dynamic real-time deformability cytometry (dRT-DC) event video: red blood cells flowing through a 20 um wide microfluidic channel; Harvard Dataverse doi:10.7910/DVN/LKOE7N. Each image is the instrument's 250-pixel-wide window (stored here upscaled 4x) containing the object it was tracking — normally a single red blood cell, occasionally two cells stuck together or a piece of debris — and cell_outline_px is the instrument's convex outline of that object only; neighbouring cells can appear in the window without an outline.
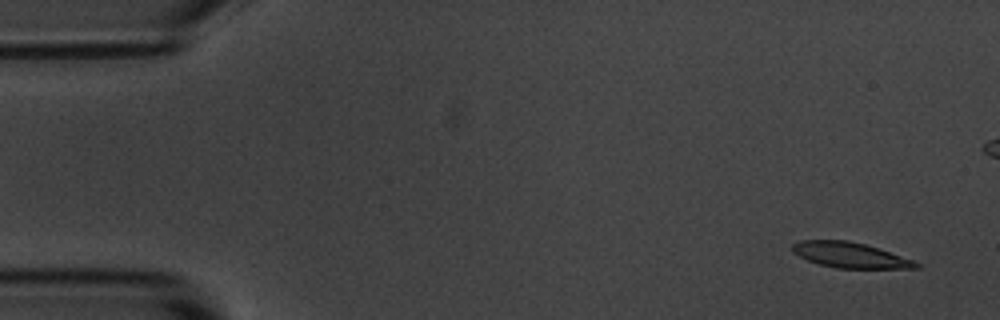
{"species": "common noctule bat (a hibernating species)", "species_latin": "Nyctalus noctula", "temperature_condition": "room temperature", "stored_images_in_passage": 6, "camera_frame_rate_fps": 3000, "um_per_image_px": 0.085, "animal": {"sex": "male", "body_mass_g": 20.1, "forearm_length_mm": 53.5}, "frame": {"image": 1, "passage_image": 1, "time_ms": 0.0, "image_size_px": [1000, 320], "cell_outline_px": [[920, 268], [836, 268], [820, 264], [808, 260], [792, 252], [792, 244], [800, 240], [848, 240], [864, 244], [916, 260], [920, 264]], "centroid_in_image_um": [72.28, 21.68], "position_along_channel_um": 12.7, "area_um2": 18.26}}